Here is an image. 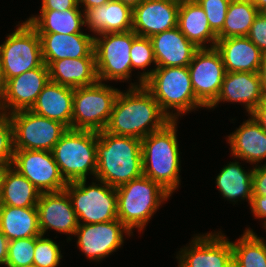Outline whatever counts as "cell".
Wrapping results in <instances>:
<instances>
[{
	"instance_id": "32",
	"label": "cell",
	"mask_w": 266,
	"mask_h": 267,
	"mask_svg": "<svg viewBox=\"0 0 266 267\" xmlns=\"http://www.w3.org/2000/svg\"><path fill=\"white\" fill-rule=\"evenodd\" d=\"M233 267H266V241L250 227L232 242Z\"/></svg>"
},
{
	"instance_id": "35",
	"label": "cell",
	"mask_w": 266,
	"mask_h": 267,
	"mask_svg": "<svg viewBox=\"0 0 266 267\" xmlns=\"http://www.w3.org/2000/svg\"><path fill=\"white\" fill-rule=\"evenodd\" d=\"M60 246L44 235L35 237L33 265L36 267H58L63 255Z\"/></svg>"
},
{
	"instance_id": "9",
	"label": "cell",
	"mask_w": 266,
	"mask_h": 267,
	"mask_svg": "<svg viewBox=\"0 0 266 267\" xmlns=\"http://www.w3.org/2000/svg\"><path fill=\"white\" fill-rule=\"evenodd\" d=\"M16 27L0 45V66L6 81L44 64L36 29L27 20Z\"/></svg>"
},
{
	"instance_id": "24",
	"label": "cell",
	"mask_w": 266,
	"mask_h": 267,
	"mask_svg": "<svg viewBox=\"0 0 266 267\" xmlns=\"http://www.w3.org/2000/svg\"><path fill=\"white\" fill-rule=\"evenodd\" d=\"M215 48L226 72H258L263 52L247 36L218 39Z\"/></svg>"
},
{
	"instance_id": "10",
	"label": "cell",
	"mask_w": 266,
	"mask_h": 267,
	"mask_svg": "<svg viewBox=\"0 0 266 267\" xmlns=\"http://www.w3.org/2000/svg\"><path fill=\"white\" fill-rule=\"evenodd\" d=\"M133 30L94 36V53L98 81L131 80L130 49ZM108 80V81H107Z\"/></svg>"
},
{
	"instance_id": "27",
	"label": "cell",
	"mask_w": 266,
	"mask_h": 267,
	"mask_svg": "<svg viewBox=\"0 0 266 267\" xmlns=\"http://www.w3.org/2000/svg\"><path fill=\"white\" fill-rule=\"evenodd\" d=\"M50 81L78 88L98 81L95 58L60 59L49 66Z\"/></svg>"
},
{
	"instance_id": "17",
	"label": "cell",
	"mask_w": 266,
	"mask_h": 267,
	"mask_svg": "<svg viewBox=\"0 0 266 267\" xmlns=\"http://www.w3.org/2000/svg\"><path fill=\"white\" fill-rule=\"evenodd\" d=\"M36 208L41 235H45L48 232L47 230L50 229L74 236L79 222L65 190L42 192Z\"/></svg>"
},
{
	"instance_id": "33",
	"label": "cell",
	"mask_w": 266,
	"mask_h": 267,
	"mask_svg": "<svg viewBox=\"0 0 266 267\" xmlns=\"http://www.w3.org/2000/svg\"><path fill=\"white\" fill-rule=\"evenodd\" d=\"M258 13L250 0H231L218 39L247 36Z\"/></svg>"
},
{
	"instance_id": "38",
	"label": "cell",
	"mask_w": 266,
	"mask_h": 267,
	"mask_svg": "<svg viewBox=\"0 0 266 267\" xmlns=\"http://www.w3.org/2000/svg\"><path fill=\"white\" fill-rule=\"evenodd\" d=\"M207 15L209 26L218 35L223 28L231 0H196Z\"/></svg>"
},
{
	"instance_id": "14",
	"label": "cell",
	"mask_w": 266,
	"mask_h": 267,
	"mask_svg": "<svg viewBox=\"0 0 266 267\" xmlns=\"http://www.w3.org/2000/svg\"><path fill=\"white\" fill-rule=\"evenodd\" d=\"M188 69L197 100L209 108L217 99L226 74L219 51L215 47L199 48Z\"/></svg>"
},
{
	"instance_id": "20",
	"label": "cell",
	"mask_w": 266,
	"mask_h": 267,
	"mask_svg": "<svg viewBox=\"0 0 266 267\" xmlns=\"http://www.w3.org/2000/svg\"><path fill=\"white\" fill-rule=\"evenodd\" d=\"M263 98L258 72H226L220 93L208 109H214L220 102H236L250 115Z\"/></svg>"
},
{
	"instance_id": "2",
	"label": "cell",
	"mask_w": 266,
	"mask_h": 267,
	"mask_svg": "<svg viewBox=\"0 0 266 267\" xmlns=\"http://www.w3.org/2000/svg\"><path fill=\"white\" fill-rule=\"evenodd\" d=\"M95 178L117 188L143 176L141 139L98 132Z\"/></svg>"
},
{
	"instance_id": "26",
	"label": "cell",
	"mask_w": 266,
	"mask_h": 267,
	"mask_svg": "<svg viewBox=\"0 0 266 267\" xmlns=\"http://www.w3.org/2000/svg\"><path fill=\"white\" fill-rule=\"evenodd\" d=\"M177 27L198 48H209V44L210 48L215 47L218 40L205 11L196 0L180 1Z\"/></svg>"
},
{
	"instance_id": "36",
	"label": "cell",
	"mask_w": 266,
	"mask_h": 267,
	"mask_svg": "<svg viewBox=\"0 0 266 267\" xmlns=\"http://www.w3.org/2000/svg\"><path fill=\"white\" fill-rule=\"evenodd\" d=\"M34 249L35 237L9 241L5 267H25L33 265Z\"/></svg>"
},
{
	"instance_id": "40",
	"label": "cell",
	"mask_w": 266,
	"mask_h": 267,
	"mask_svg": "<svg viewBox=\"0 0 266 267\" xmlns=\"http://www.w3.org/2000/svg\"><path fill=\"white\" fill-rule=\"evenodd\" d=\"M253 195H266V163L255 165L253 171Z\"/></svg>"
},
{
	"instance_id": "28",
	"label": "cell",
	"mask_w": 266,
	"mask_h": 267,
	"mask_svg": "<svg viewBox=\"0 0 266 267\" xmlns=\"http://www.w3.org/2000/svg\"><path fill=\"white\" fill-rule=\"evenodd\" d=\"M240 163H227L220 173L216 176V186L223 196V199L230 202H237L239 200L248 201L249 205L253 196V171L254 168L246 171Z\"/></svg>"
},
{
	"instance_id": "49",
	"label": "cell",
	"mask_w": 266,
	"mask_h": 267,
	"mask_svg": "<svg viewBox=\"0 0 266 267\" xmlns=\"http://www.w3.org/2000/svg\"><path fill=\"white\" fill-rule=\"evenodd\" d=\"M118 1L129 5L133 9L135 6L140 4L143 0H118Z\"/></svg>"
},
{
	"instance_id": "50",
	"label": "cell",
	"mask_w": 266,
	"mask_h": 267,
	"mask_svg": "<svg viewBox=\"0 0 266 267\" xmlns=\"http://www.w3.org/2000/svg\"><path fill=\"white\" fill-rule=\"evenodd\" d=\"M3 206H4V204H3V199H2V195H1V193H0V217H1V214H2Z\"/></svg>"
},
{
	"instance_id": "1",
	"label": "cell",
	"mask_w": 266,
	"mask_h": 267,
	"mask_svg": "<svg viewBox=\"0 0 266 267\" xmlns=\"http://www.w3.org/2000/svg\"><path fill=\"white\" fill-rule=\"evenodd\" d=\"M170 121L151 93L142 85L129 87L126 92L119 91L105 131L142 140Z\"/></svg>"
},
{
	"instance_id": "52",
	"label": "cell",
	"mask_w": 266,
	"mask_h": 267,
	"mask_svg": "<svg viewBox=\"0 0 266 267\" xmlns=\"http://www.w3.org/2000/svg\"><path fill=\"white\" fill-rule=\"evenodd\" d=\"M260 13L266 17V6L260 11Z\"/></svg>"
},
{
	"instance_id": "3",
	"label": "cell",
	"mask_w": 266,
	"mask_h": 267,
	"mask_svg": "<svg viewBox=\"0 0 266 267\" xmlns=\"http://www.w3.org/2000/svg\"><path fill=\"white\" fill-rule=\"evenodd\" d=\"M177 123L178 120H171L162 129L141 140L143 175L158 183L170 195L181 184Z\"/></svg>"
},
{
	"instance_id": "30",
	"label": "cell",
	"mask_w": 266,
	"mask_h": 267,
	"mask_svg": "<svg viewBox=\"0 0 266 267\" xmlns=\"http://www.w3.org/2000/svg\"><path fill=\"white\" fill-rule=\"evenodd\" d=\"M0 230L9 241L40 236L37 208L4 205Z\"/></svg>"
},
{
	"instance_id": "5",
	"label": "cell",
	"mask_w": 266,
	"mask_h": 267,
	"mask_svg": "<svg viewBox=\"0 0 266 267\" xmlns=\"http://www.w3.org/2000/svg\"><path fill=\"white\" fill-rule=\"evenodd\" d=\"M118 219L133 233L143 231L159 207L171 197L158 183L141 176L116 188Z\"/></svg>"
},
{
	"instance_id": "41",
	"label": "cell",
	"mask_w": 266,
	"mask_h": 267,
	"mask_svg": "<svg viewBox=\"0 0 266 267\" xmlns=\"http://www.w3.org/2000/svg\"><path fill=\"white\" fill-rule=\"evenodd\" d=\"M250 209L256 219H264L263 227L266 230V195H253Z\"/></svg>"
},
{
	"instance_id": "19",
	"label": "cell",
	"mask_w": 266,
	"mask_h": 267,
	"mask_svg": "<svg viewBox=\"0 0 266 267\" xmlns=\"http://www.w3.org/2000/svg\"><path fill=\"white\" fill-rule=\"evenodd\" d=\"M44 64L60 59L95 58L94 35L38 33Z\"/></svg>"
},
{
	"instance_id": "4",
	"label": "cell",
	"mask_w": 266,
	"mask_h": 267,
	"mask_svg": "<svg viewBox=\"0 0 266 267\" xmlns=\"http://www.w3.org/2000/svg\"><path fill=\"white\" fill-rule=\"evenodd\" d=\"M143 86L171 120H178L179 116L197 108H205L195 96L188 66L156 67Z\"/></svg>"
},
{
	"instance_id": "31",
	"label": "cell",
	"mask_w": 266,
	"mask_h": 267,
	"mask_svg": "<svg viewBox=\"0 0 266 267\" xmlns=\"http://www.w3.org/2000/svg\"><path fill=\"white\" fill-rule=\"evenodd\" d=\"M1 195L4 205L36 207L41 191L10 165L3 167Z\"/></svg>"
},
{
	"instance_id": "37",
	"label": "cell",
	"mask_w": 266,
	"mask_h": 267,
	"mask_svg": "<svg viewBox=\"0 0 266 267\" xmlns=\"http://www.w3.org/2000/svg\"><path fill=\"white\" fill-rule=\"evenodd\" d=\"M14 156L13 125L9 115L0 113V166H10Z\"/></svg>"
},
{
	"instance_id": "53",
	"label": "cell",
	"mask_w": 266,
	"mask_h": 267,
	"mask_svg": "<svg viewBox=\"0 0 266 267\" xmlns=\"http://www.w3.org/2000/svg\"><path fill=\"white\" fill-rule=\"evenodd\" d=\"M25 267H36L35 265L25 266Z\"/></svg>"
},
{
	"instance_id": "42",
	"label": "cell",
	"mask_w": 266,
	"mask_h": 267,
	"mask_svg": "<svg viewBox=\"0 0 266 267\" xmlns=\"http://www.w3.org/2000/svg\"><path fill=\"white\" fill-rule=\"evenodd\" d=\"M41 10H58L75 8L78 3L77 0H42Z\"/></svg>"
},
{
	"instance_id": "43",
	"label": "cell",
	"mask_w": 266,
	"mask_h": 267,
	"mask_svg": "<svg viewBox=\"0 0 266 267\" xmlns=\"http://www.w3.org/2000/svg\"><path fill=\"white\" fill-rule=\"evenodd\" d=\"M266 131V97L250 114Z\"/></svg>"
},
{
	"instance_id": "15",
	"label": "cell",
	"mask_w": 266,
	"mask_h": 267,
	"mask_svg": "<svg viewBox=\"0 0 266 267\" xmlns=\"http://www.w3.org/2000/svg\"><path fill=\"white\" fill-rule=\"evenodd\" d=\"M11 166L41 193L58 192L64 190L67 185L51 151L14 149Z\"/></svg>"
},
{
	"instance_id": "8",
	"label": "cell",
	"mask_w": 266,
	"mask_h": 267,
	"mask_svg": "<svg viewBox=\"0 0 266 267\" xmlns=\"http://www.w3.org/2000/svg\"><path fill=\"white\" fill-rule=\"evenodd\" d=\"M119 91L101 81L74 88L72 129L94 132L105 130Z\"/></svg>"
},
{
	"instance_id": "23",
	"label": "cell",
	"mask_w": 266,
	"mask_h": 267,
	"mask_svg": "<svg viewBox=\"0 0 266 267\" xmlns=\"http://www.w3.org/2000/svg\"><path fill=\"white\" fill-rule=\"evenodd\" d=\"M133 9L118 0L84 11V26L93 34L127 32L132 30Z\"/></svg>"
},
{
	"instance_id": "48",
	"label": "cell",
	"mask_w": 266,
	"mask_h": 267,
	"mask_svg": "<svg viewBox=\"0 0 266 267\" xmlns=\"http://www.w3.org/2000/svg\"><path fill=\"white\" fill-rule=\"evenodd\" d=\"M255 7L260 12L266 6V0H251Z\"/></svg>"
},
{
	"instance_id": "45",
	"label": "cell",
	"mask_w": 266,
	"mask_h": 267,
	"mask_svg": "<svg viewBox=\"0 0 266 267\" xmlns=\"http://www.w3.org/2000/svg\"><path fill=\"white\" fill-rule=\"evenodd\" d=\"M9 240L0 230V265L6 266Z\"/></svg>"
},
{
	"instance_id": "12",
	"label": "cell",
	"mask_w": 266,
	"mask_h": 267,
	"mask_svg": "<svg viewBox=\"0 0 266 267\" xmlns=\"http://www.w3.org/2000/svg\"><path fill=\"white\" fill-rule=\"evenodd\" d=\"M193 236L176 255L178 267H233L231 241L221 231Z\"/></svg>"
},
{
	"instance_id": "47",
	"label": "cell",
	"mask_w": 266,
	"mask_h": 267,
	"mask_svg": "<svg viewBox=\"0 0 266 267\" xmlns=\"http://www.w3.org/2000/svg\"><path fill=\"white\" fill-rule=\"evenodd\" d=\"M6 84H7V81L5 79L4 72H3V70H2V68L0 66V107L2 106L3 99L5 97Z\"/></svg>"
},
{
	"instance_id": "51",
	"label": "cell",
	"mask_w": 266,
	"mask_h": 267,
	"mask_svg": "<svg viewBox=\"0 0 266 267\" xmlns=\"http://www.w3.org/2000/svg\"><path fill=\"white\" fill-rule=\"evenodd\" d=\"M3 176V167L0 166V193H1V181Z\"/></svg>"
},
{
	"instance_id": "25",
	"label": "cell",
	"mask_w": 266,
	"mask_h": 267,
	"mask_svg": "<svg viewBox=\"0 0 266 267\" xmlns=\"http://www.w3.org/2000/svg\"><path fill=\"white\" fill-rule=\"evenodd\" d=\"M73 95L74 88L50 81L30 110L72 129Z\"/></svg>"
},
{
	"instance_id": "46",
	"label": "cell",
	"mask_w": 266,
	"mask_h": 267,
	"mask_svg": "<svg viewBox=\"0 0 266 267\" xmlns=\"http://www.w3.org/2000/svg\"><path fill=\"white\" fill-rule=\"evenodd\" d=\"M109 1L110 0H77V3L80 7L82 5L84 6L83 7L84 8L83 12H84L86 9L98 7L100 5L106 4Z\"/></svg>"
},
{
	"instance_id": "21",
	"label": "cell",
	"mask_w": 266,
	"mask_h": 267,
	"mask_svg": "<svg viewBox=\"0 0 266 267\" xmlns=\"http://www.w3.org/2000/svg\"><path fill=\"white\" fill-rule=\"evenodd\" d=\"M150 39L156 67L188 66L199 49L178 27L154 34Z\"/></svg>"
},
{
	"instance_id": "18",
	"label": "cell",
	"mask_w": 266,
	"mask_h": 267,
	"mask_svg": "<svg viewBox=\"0 0 266 267\" xmlns=\"http://www.w3.org/2000/svg\"><path fill=\"white\" fill-rule=\"evenodd\" d=\"M179 6L177 0H143L133 8L132 30L150 38L177 27Z\"/></svg>"
},
{
	"instance_id": "39",
	"label": "cell",
	"mask_w": 266,
	"mask_h": 267,
	"mask_svg": "<svg viewBox=\"0 0 266 267\" xmlns=\"http://www.w3.org/2000/svg\"><path fill=\"white\" fill-rule=\"evenodd\" d=\"M247 37L263 53H266V17H264L260 12L255 17Z\"/></svg>"
},
{
	"instance_id": "16",
	"label": "cell",
	"mask_w": 266,
	"mask_h": 267,
	"mask_svg": "<svg viewBox=\"0 0 266 267\" xmlns=\"http://www.w3.org/2000/svg\"><path fill=\"white\" fill-rule=\"evenodd\" d=\"M50 82L49 68L42 66L7 80L0 113L30 110L43 88Z\"/></svg>"
},
{
	"instance_id": "7",
	"label": "cell",
	"mask_w": 266,
	"mask_h": 267,
	"mask_svg": "<svg viewBox=\"0 0 266 267\" xmlns=\"http://www.w3.org/2000/svg\"><path fill=\"white\" fill-rule=\"evenodd\" d=\"M91 184L86 179L67 182V192L79 224H95L118 219L116 188L92 178ZM98 183V184H97Z\"/></svg>"
},
{
	"instance_id": "22",
	"label": "cell",
	"mask_w": 266,
	"mask_h": 267,
	"mask_svg": "<svg viewBox=\"0 0 266 267\" xmlns=\"http://www.w3.org/2000/svg\"><path fill=\"white\" fill-rule=\"evenodd\" d=\"M227 137L231 155L258 166L266 159V131L251 116Z\"/></svg>"
},
{
	"instance_id": "29",
	"label": "cell",
	"mask_w": 266,
	"mask_h": 267,
	"mask_svg": "<svg viewBox=\"0 0 266 267\" xmlns=\"http://www.w3.org/2000/svg\"><path fill=\"white\" fill-rule=\"evenodd\" d=\"M27 21L38 33H83L84 12L79 5L63 11L40 10L39 15H32Z\"/></svg>"
},
{
	"instance_id": "6",
	"label": "cell",
	"mask_w": 266,
	"mask_h": 267,
	"mask_svg": "<svg viewBox=\"0 0 266 267\" xmlns=\"http://www.w3.org/2000/svg\"><path fill=\"white\" fill-rule=\"evenodd\" d=\"M98 132L68 129L52 149L55 162L66 182L95 177Z\"/></svg>"
},
{
	"instance_id": "11",
	"label": "cell",
	"mask_w": 266,
	"mask_h": 267,
	"mask_svg": "<svg viewBox=\"0 0 266 267\" xmlns=\"http://www.w3.org/2000/svg\"><path fill=\"white\" fill-rule=\"evenodd\" d=\"M13 125L14 149L52 151L68 128L55 120L21 110L9 114Z\"/></svg>"
},
{
	"instance_id": "34",
	"label": "cell",
	"mask_w": 266,
	"mask_h": 267,
	"mask_svg": "<svg viewBox=\"0 0 266 267\" xmlns=\"http://www.w3.org/2000/svg\"><path fill=\"white\" fill-rule=\"evenodd\" d=\"M130 58L132 70L134 68L144 70L142 73L138 72V82L130 83L129 87L142 86L143 83L149 78L153 71L156 69V59L153 51L151 39L149 37L139 36L133 31V43L130 49ZM154 64V68L147 70L149 65ZM139 83V84H138Z\"/></svg>"
},
{
	"instance_id": "44",
	"label": "cell",
	"mask_w": 266,
	"mask_h": 267,
	"mask_svg": "<svg viewBox=\"0 0 266 267\" xmlns=\"http://www.w3.org/2000/svg\"><path fill=\"white\" fill-rule=\"evenodd\" d=\"M262 96L266 97V53H263L258 69Z\"/></svg>"
},
{
	"instance_id": "13",
	"label": "cell",
	"mask_w": 266,
	"mask_h": 267,
	"mask_svg": "<svg viewBox=\"0 0 266 267\" xmlns=\"http://www.w3.org/2000/svg\"><path fill=\"white\" fill-rule=\"evenodd\" d=\"M124 234L128 237L133 235L119 219H115L95 224H79L74 237H77V247L88 260L100 262L123 247Z\"/></svg>"
}]
</instances>
